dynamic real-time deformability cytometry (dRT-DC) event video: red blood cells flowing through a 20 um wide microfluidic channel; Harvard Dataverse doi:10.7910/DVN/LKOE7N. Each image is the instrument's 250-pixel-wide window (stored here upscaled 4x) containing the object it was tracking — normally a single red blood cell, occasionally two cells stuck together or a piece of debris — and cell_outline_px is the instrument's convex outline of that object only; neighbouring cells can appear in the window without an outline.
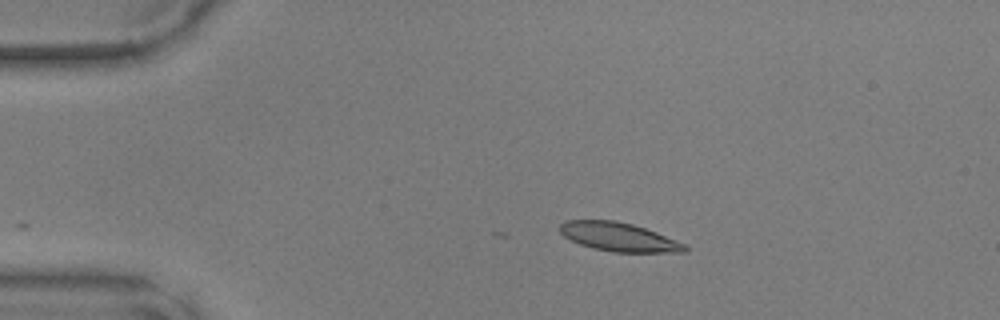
{"species": "common noctule bat (a hibernating species)", "species_latin": "Nyctalus noctula", "temperature_condition": "warm", "stored_images_in_passage": 3, "camera_frame_rate_fps": 3000, "um_per_image_px": 0.085, "animal": {"sex": "male", "body_mass_g": 17.9, "forearm_length_mm": 54.2}, "frame": {"image": 1, "passage_image": 1, "time_ms": 0.0, "image_size_px": [1000, 320], "cell_outline_px": [[688, 252], [612, 252], [592, 248], [580, 244], [564, 236], [560, 232], [560, 224], [564, 220], [616, 220], [632, 224], [656, 232], [688, 244]], "centroid_in_image_um": [52.63, 20.14], "position_along_channel_um": 32.4, "area_um2": 21.04}}